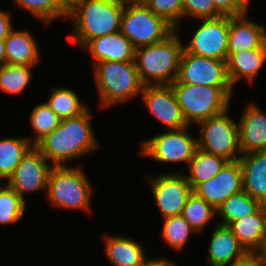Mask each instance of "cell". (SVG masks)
<instances>
[{"mask_svg":"<svg viewBox=\"0 0 266 266\" xmlns=\"http://www.w3.org/2000/svg\"><path fill=\"white\" fill-rule=\"evenodd\" d=\"M263 211L265 213V218H266V202L262 203Z\"/></svg>","mask_w":266,"mask_h":266,"instance_id":"obj_45","label":"cell"},{"mask_svg":"<svg viewBox=\"0 0 266 266\" xmlns=\"http://www.w3.org/2000/svg\"><path fill=\"white\" fill-rule=\"evenodd\" d=\"M242 190V170L239 160H236L228 161L216 176L200 183L193 192L217 209L230 196Z\"/></svg>","mask_w":266,"mask_h":266,"instance_id":"obj_15","label":"cell"},{"mask_svg":"<svg viewBox=\"0 0 266 266\" xmlns=\"http://www.w3.org/2000/svg\"><path fill=\"white\" fill-rule=\"evenodd\" d=\"M248 254L228 226L217 224L209 243L210 266H228L245 258Z\"/></svg>","mask_w":266,"mask_h":266,"instance_id":"obj_20","label":"cell"},{"mask_svg":"<svg viewBox=\"0 0 266 266\" xmlns=\"http://www.w3.org/2000/svg\"><path fill=\"white\" fill-rule=\"evenodd\" d=\"M163 222L162 239L175 250H182L191 233L196 232L182 215L164 218Z\"/></svg>","mask_w":266,"mask_h":266,"instance_id":"obj_31","label":"cell"},{"mask_svg":"<svg viewBox=\"0 0 266 266\" xmlns=\"http://www.w3.org/2000/svg\"><path fill=\"white\" fill-rule=\"evenodd\" d=\"M105 254L113 266H142L145 262V247L131 237L104 235Z\"/></svg>","mask_w":266,"mask_h":266,"instance_id":"obj_23","label":"cell"},{"mask_svg":"<svg viewBox=\"0 0 266 266\" xmlns=\"http://www.w3.org/2000/svg\"><path fill=\"white\" fill-rule=\"evenodd\" d=\"M243 190L261 204L266 202V151L242 154Z\"/></svg>","mask_w":266,"mask_h":266,"instance_id":"obj_21","label":"cell"},{"mask_svg":"<svg viewBox=\"0 0 266 266\" xmlns=\"http://www.w3.org/2000/svg\"><path fill=\"white\" fill-rule=\"evenodd\" d=\"M80 167L53 166L46 194L53 206L69 210H91L92 186Z\"/></svg>","mask_w":266,"mask_h":266,"instance_id":"obj_6","label":"cell"},{"mask_svg":"<svg viewBox=\"0 0 266 266\" xmlns=\"http://www.w3.org/2000/svg\"><path fill=\"white\" fill-rule=\"evenodd\" d=\"M202 24L183 49L187 53L227 61L229 16L200 19Z\"/></svg>","mask_w":266,"mask_h":266,"instance_id":"obj_10","label":"cell"},{"mask_svg":"<svg viewBox=\"0 0 266 266\" xmlns=\"http://www.w3.org/2000/svg\"><path fill=\"white\" fill-rule=\"evenodd\" d=\"M189 127L168 130L143 140L140 154L157 162H185L188 166L198 149L197 138L187 131Z\"/></svg>","mask_w":266,"mask_h":266,"instance_id":"obj_9","label":"cell"},{"mask_svg":"<svg viewBox=\"0 0 266 266\" xmlns=\"http://www.w3.org/2000/svg\"><path fill=\"white\" fill-rule=\"evenodd\" d=\"M227 162L221 156L198 148L187 166L189 175H185L191 188L194 190L200 183L216 176Z\"/></svg>","mask_w":266,"mask_h":266,"instance_id":"obj_25","label":"cell"},{"mask_svg":"<svg viewBox=\"0 0 266 266\" xmlns=\"http://www.w3.org/2000/svg\"><path fill=\"white\" fill-rule=\"evenodd\" d=\"M34 145L30 137L0 139V181L10 178L15 169Z\"/></svg>","mask_w":266,"mask_h":266,"instance_id":"obj_26","label":"cell"},{"mask_svg":"<svg viewBox=\"0 0 266 266\" xmlns=\"http://www.w3.org/2000/svg\"><path fill=\"white\" fill-rule=\"evenodd\" d=\"M223 16H238L247 13L250 0H212Z\"/></svg>","mask_w":266,"mask_h":266,"instance_id":"obj_37","label":"cell"},{"mask_svg":"<svg viewBox=\"0 0 266 266\" xmlns=\"http://www.w3.org/2000/svg\"><path fill=\"white\" fill-rule=\"evenodd\" d=\"M200 137L198 148L208 153L221 156L228 161L239 160L242 156L239 138V126L229 116V109L217 116L198 122Z\"/></svg>","mask_w":266,"mask_h":266,"instance_id":"obj_8","label":"cell"},{"mask_svg":"<svg viewBox=\"0 0 266 266\" xmlns=\"http://www.w3.org/2000/svg\"><path fill=\"white\" fill-rule=\"evenodd\" d=\"M142 266H176V263L174 261H170L167 258H150L146 259L144 264Z\"/></svg>","mask_w":266,"mask_h":266,"instance_id":"obj_40","label":"cell"},{"mask_svg":"<svg viewBox=\"0 0 266 266\" xmlns=\"http://www.w3.org/2000/svg\"><path fill=\"white\" fill-rule=\"evenodd\" d=\"M177 30L165 40L135 49L140 80L146 85H170L176 81L183 52Z\"/></svg>","mask_w":266,"mask_h":266,"instance_id":"obj_3","label":"cell"},{"mask_svg":"<svg viewBox=\"0 0 266 266\" xmlns=\"http://www.w3.org/2000/svg\"><path fill=\"white\" fill-rule=\"evenodd\" d=\"M173 83L205 86H232L227 74V61L206 58L183 50L178 76Z\"/></svg>","mask_w":266,"mask_h":266,"instance_id":"obj_12","label":"cell"},{"mask_svg":"<svg viewBox=\"0 0 266 266\" xmlns=\"http://www.w3.org/2000/svg\"><path fill=\"white\" fill-rule=\"evenodd\" d=\"M20 9L27 10L36 19L45 24L54 20L66 19L68 12L60 5L58 0H14Z\"/></svg>","mask_w":266,"mask_h":266,"instance_id":"obj_32","label":"cell"},{"mask_svg":"<svg viewBox=\"0 0 266 266\" xmlns=\"http://www.w3.org/2000/svg\"><path fill=\"white\" fill-rule=\"evenodd\" d=\"M183 17L194 19H215L223 16L214 6L212 0H182Z\"/></svg>","mask_w":266,"mask_h":266,"instance_id":"obj_36","label":"cell"},{"mask_svg":"<svg viewBox=\"0 0 266 266\" xmlns=\"http://www.w3.org/2000/svg\"><path fill=\"white\" fill-rule=\"evenodd\" d=\"M60 5L67 11H71L82 0H58Z\"/></svg>","mask_w":266,"mask_h":266,"instance_id":"obj_41","label":"cell"},{"mask_svg":"<svg viewBox=\"0 0 266 266\" xmlns=\"http://www.w3.org/2000/svg\"><path fill=\"white\" fill-rule=\"evenodd\" d=\"M82 49L90 52L95 60L93 65L106 61H135V48L120 31L90 40Z\"/></svg>","mask_w":266,"mask_h":266,"instance_id":"obj_18","label":"cell"},{"mask_svg":"<svg viewBox=\"0 0 266 266\" xmlns=\"http://www.w3.org/2000/svg\"><path fill=\"white\" fill-rule=\"evenodd\" d=\"M238 122L242 154L266 151V114L249 103Z\"/></svg>","mask_w":266,"mask_h":266,"instance_id":"obj_16","label":"cell"},{"mask_svg":"<svg viewBox=\"0 0 266 266\" xmlns=\"http://www.w3.org/2000/svg\"><path fill=\"white\" fill-rule=\"evenodd\" d=\"M33 66L5 63L0 66V90L9 94H21L32 79Z\"/></svg>","mask_w":266,"mask_h":266,"instance_id":"obj_30","label":"cell"},{"mask_svg":"<svg viewBox=\"0 0 266 266\" xmlns=\"http://www.w3.org/2000/svg\"><path fill=\"white\" fill-rule=\"evenodd\" d=\"M174 31L169 23L155 15L145 4L125 3L120 32L131 41L135 49L159 43Z\"/></svg>","mask_w":266,"mask_h":266,"instance_id":"obj_7","label":"cell"},{"mask_svg":"<svg viewBox=\"0 0 266 266\" xmlns=\"http://www.w3.org/2000/svg\"><path fill=\"white\" fill-rule=\"evenodd\" d=\"M262 204L242 190L230 196L217 209V215L220 216L219 225L228 226L231 222L244 218L255 213Z\"/></svg>","mask_w":266,"mask_h":266,"instance_id":"obj_27","label":"cell"},{"mask_svg":"<svg viewBox=\"0 0 266 266\" xmlns=\"http://www.w3.org/2000/svg\"><path fill=\"white\" fill-rule=\"evenodd\" d=\"M261 255H262V257H263V260L266 262V245H265V248H264V250L262 251Z\"/></svg>","mask_w":266,"mask_h":266,"instance_id":"obj_44","label":"cell"},{"mask_svg":"<svg viewBox=\"0 0 266 266\" xmlns=\"http://www.w3.org/2000/svg\"><path fill=\"white\" fill-rule=\"evenodd\" d=\"M94 77L100 108L125 103L141 94L144 87L135 61L96 63Z\"/></svg>","mask_w":266,"mask_h":266,"instance_id":"obj_4","label":"cell"},{"mask_svg":"<svg viewBox=\"0 0 266 266\" xmlns=\"http://www.w3.org/2000/svg\"><path fill=\"white\" fill-rule=\"evenodd\" d=\"M182 115L188 125L217 116L230 107L233 86L172 83Z\"/></svg>","mask_w":266,"mask_h":266,"instance_id":"obj_5","label":"cell"},{"mask_svg":"<svg viewBox=\"0 0 266 266\" xmlns=\"http://www.w3.org/2000/svg\"><path fill=\"white\" fill-rule=\"evenodd\" d=\"M60 121L61 119L45 102L35 106L30 114V123L36 134L31 143L35 146L42 138L55 130Z\"/></svg>","mask_w":266,"mask_h":266,"instance_id":"obj_34","label":"cell"},{"mask_svg":"<svg viewBox=\"0 0 266 266\" xmlns=\"http://www.w3.org/2000/svg\"><path fill=\"white\" fill-rule=\"evenodd\" d=\"M151 112L162 124L168 128L164 130H175L188 127L172 85H146L140 96Z\"/></svg>","mask_w":266,"mask_h":266,"instance_id":"obj_14","label":"cell"},{"mask_svg":"<svg viewBox=\"0 0 266 266\" xmlns=\"http://www.w3.org/2000/svg\"><path fill=\"white\" fill-rule=\"evenodd\" d=\"M6 63V50L4 40H0V66Z\"/></svg>","mask_w":266,"mask_h":266,"instance_id":"obj_42","label":"cell"},{"mask_svg":"<svg viewBox=\"0 0 266 266\" xmlns=\"http://www.w3.org/2000/svg\"><path fill=\"white\" fill-rule=\"evenodd\" d=\"M12 18L9 12L0 10V40H5L9 33L14 29Z\"/></svg>","mask_w":266,"mask_h":266,"instance_id":"obj_38","label":"cell"},{"mask_svg":"<svg viewBox=\"0 0 266 266\" xmlns=\"http://www.w3.org/2000/svg\"><path fill=\"white\" fill-rule=\"evenodd\" d=\"M125 3H145L147 0H122Z\"/></svg>","mask_w":266,"mask_h":266,"instance_id":"obj_43","label":"cell"},{"mask_svg":"<svg viewBox=\"0 0 266 266\" xmlns=\"http://www.w3.org/2000/svg\"><path fill=\"white\" fill-rule=\"evenodd\" d=\"M89 108L79 116L62 119L58 127L35 146L53 166H67L66 161L85 156L98 149Z\"/></svg>","mask_w":266,"mask_h":266,"instance_id":"obj_1","label":"cell"},{"mask_svg":"<svg viewBox=\"0 0 266 266\" xmlns=\"http://www.w3.org/2000/svg\"><path fill=\"white\" fill-rule=\"evenodd\" d=\"M266 63V42L256 49L231 54L227 59V74L231 85L244 77L249 83L257 77Z\"/></svg>","mask_w":266,"mask_h":266,"instance_id":"obj_22","label":"cell"},{"mask_svg":"<svg viewBox=\"0 0 266 266\" xmlns=\"http://www.w3.org/2000/svg\"><path fill=\"white\" fill-rule=\"evenodd\" d=\"M124 7L122 0H82L68 12L74 27L69 40L83 48L90 40L120 31Z\"/></svg>","mask_w":266,"mask_h":266,"instance_id":"obj_2","label":"cell"},{"mask_svg":"<svg viewBox=\"0 0 266 266\" xmlns=\"http://www.w3.org/2000/svg\"><path fill=\"white\" fill-rule=\"evenodd\" d=\"M228 266H266L261 254H248L245 258Z\"/></svg>","mask_w":266,"mask_h":266,"instance_id":"obj_39","label":"cell"},{"mask_svg":"<svg viewBox=\"0 0 266 266\" xmlns=\"http://www.w3.org/2000/svg\"><path fill=\"white\" fill-rule=\"evenodd\" d=\"M181 215L196 231L202 232L217 215L216 209L194 192L188 197Z\"/></svg>","mask_w":266,"mask_h":266,"instance_id":"obj_29","label":"cell"},{"mask_svg":"<svg viewBox=\"0 0 266 266\" xmlns=\"http://www.w3.org/2000/svg\"><path fill=\"white\" fill-rule=\"evenodd\" d=\"M246 14L229 16L228 57L233 53L260 48L266 42V29L246 18Z\"/></svg>","mask_w":266,"mask_h":266,"instance_id":"obj_17","label":"cell"},{"mask_svg":"<svg viewBox=\"0 0 266 266\" xmlns=\"http://www.w3.org/2000/svg\"><path fill=\"white\" fill-rule=\"evenodd\" d=\"M45 103L61 120L79 116L88 109L73 90L63 87L52 88L49 100Z\"/></svg>","mask_w":266,"mask_h":266,"instance_id":"obj_28","label":"cell"},{"mask_svg":"<svg viewBox=\"0 0 266 266\" xmlns=\"http://www.w3.org/2000/svg\"><path fill=\"white\" fill-rule=\"evenodd\" d=\"M25 210L26 201L7 184L0 185V224L12 225L18 222L23 218Z\"/></svg>","mask_w":266,"mask_h":266,"instance_id":"obj_33","label":"cell"},{"mask_svg":"<svg viewBox=\"0 0 266 266\" xmlns=\"http://www.w3.org/2000/svg\"><path fill=\"white\" fill-rule=\"evenodd\" d=\"M151 193L162 218L181 215L188 197L193 189L184 173H160L155 177L149 176Z\"/></svg>","mask_w":266,"mask_h":266,"instance_id":"obj_11","label":"cell"},{"mask_svg":"<svg viewBox=\"0 0 266 266\" xmlns=\"http://www.w3.org/2000/svg\"><path fill=\"white\" fill-rule=\"evenodd\" d=\"M48 162L42 152L36 146H33L5 183L24 201L25 193H34L39 190L46 191L48 176L53 167Z\"/></svg>","mask_w":266,"mask_h":266,"instance_id":"obj_13","label":"cell"},{"mask_svg":"<svg viewBox=\"0 0 266 266\" xmlns=\"http://www.w3.org/2000/svg\"><path fill=\"white\" fill-rule=\"evenodd\" d=\"M144 4L175 30H179L178 26H180V21L183 18L182 0H147Z\"/></svg>","mask_w":266,"mask_h":266,"instance_id":"obj_35","label":"cell"},{"mask_svg":"<svg viewBox=\"0 0 266 266\" xmlns=\"http://www.w3.org/2000/svg\"><path fill=\"white\" fill-rule=\"evenodd\" d=\"M4 42L6 63L34 66L39 61V45L29 31L13 29Z\"/></svg>","mask_w":266,"mask_h":266,"instance_id":"obj_24","label":"cell"},{"mask_svg":"<svg viewBox=\"0 0 266 266\" xmlns=\"http://www.w3.org/2000/svg\"><path fill=\"white\" fill-rule=\"evenodd\" d=\"M228 228L249 254H261L266 245V218L261 206L255 213L233 221Z\"/></svg>","mask_w":266,"mask_h":266,"instance_id":"obj_19","label":"cell"}]
</instances>
